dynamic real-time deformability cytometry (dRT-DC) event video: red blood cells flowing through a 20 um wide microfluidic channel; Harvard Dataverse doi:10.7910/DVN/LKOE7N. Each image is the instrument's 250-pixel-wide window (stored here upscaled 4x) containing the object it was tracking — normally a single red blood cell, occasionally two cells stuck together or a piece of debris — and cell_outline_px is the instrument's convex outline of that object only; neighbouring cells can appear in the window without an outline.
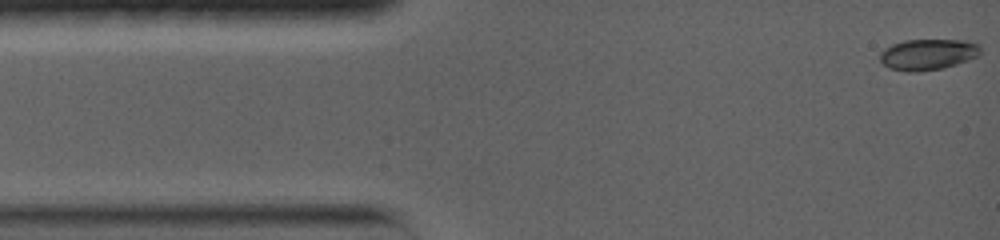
{"species": "common noctule bat (a hibernating species)", "species_latin": "Nyctalus noctula", "temperature_condition": "warm", "stored_images_in_passage": 16, "camera_frame_rate_fps": 5000, "um_per_image_px": 0.085, "animal": {"sex": "female", "body_mass_g": 19.0, "forearm_length_mm": 56.7}, "frame": {"image": 1, "passage_image": 1, "time_ms": 0.0, "image_size_px": [1000, 240], "cell_outline_px": [[980, 52], [976, 56], [968, 60], [944, 68], [916, 72], [908, 72], [888, 68], [880, 60], [880, 52], [884, 48], [892, 44], [904, 40], [964, 40], [980, 44]], "centroid_in_image_um": [78.85, 4.62], "position_along_channel_um": 6.2, "area_um2": 18.21}}
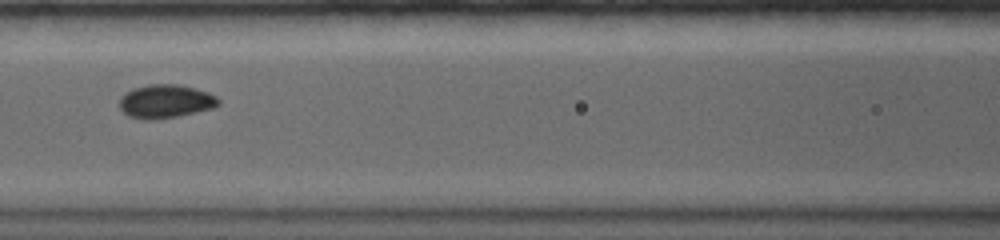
{"frame": {"image": 2, "passage_image": 11, "time_ms": 6.0, "image_size_px": [1000, 240], "cell_outline_px": [[220, 104], [212, 108], [196, 112], [176, 116], [152, 120], [144, 120], [128, 116], [120, 108], [120, 96], [124, 92], [132, 88], [148, 84], [180, 84], [208, 92], [216, 96], [220, 100]], "centroid_in_image_um": [14.05, 8.6], "position_along_channel_um": 152.6, "area_um2": 19.48}}
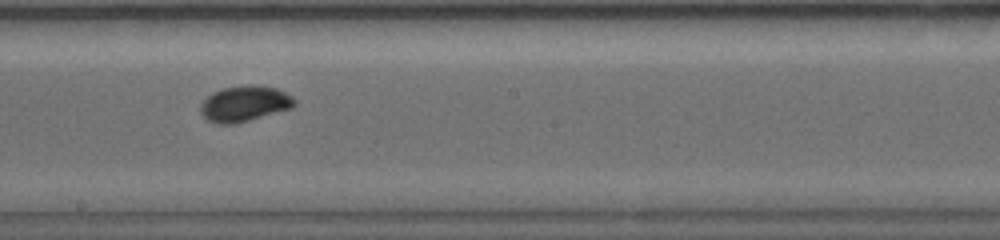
{"frame": {"image": 3, "passage_image": 15, "time_ms": 8.0, "image_size_px": [1000, 240], "cell_outline_px": [[296, 104], [292, 108], [236, 124], [216, 124], [208, 120], [200, 112], [200, 104], [212, 92], [224, 88], [248, 84], [252, 84], [276, 88], [292, 96], [296, 100]], "centroid_in_image_um": [20.79, 8.81], "position_along_channel_um": 227.4, "area_um2": 19.65}}